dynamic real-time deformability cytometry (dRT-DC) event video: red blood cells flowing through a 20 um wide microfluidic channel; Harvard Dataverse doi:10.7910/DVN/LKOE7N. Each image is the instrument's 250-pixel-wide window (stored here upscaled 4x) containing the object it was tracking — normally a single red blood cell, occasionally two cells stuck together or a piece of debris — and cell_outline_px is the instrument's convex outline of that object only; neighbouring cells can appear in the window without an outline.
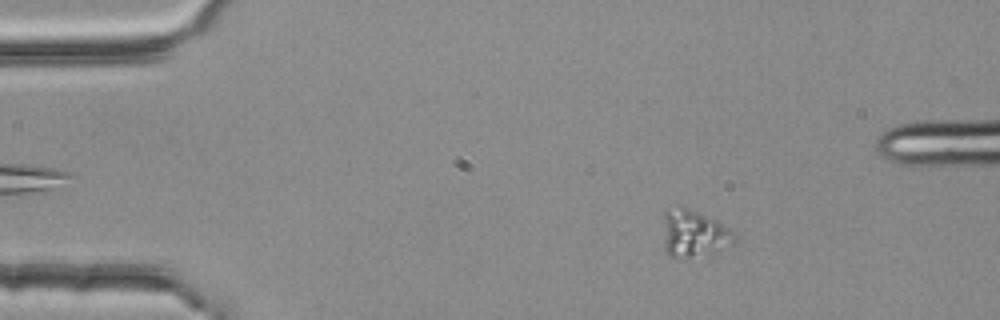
{"species": "common noctule bat (a hibernating species)", "species_latin": "Nyctalus noctula", "temperature_condition": "room temperature", "stored_images_in_passage": 57, "camera_frame_rate_fps": 3000, "um_per_image_px": 0.085, "animal": {"sex": "female", "body_mass_g": 25.1}, "frame": {"image": 1, "passage_image": 10, "time_ms": 3.0, "image_size_px": [1000, 320], "cell_outline_px": [[736, 244], [712, 252], [688, 256], [672, 256], [664, 248], [664, 212], [680, 208], [684, 208], [696, 212], [716, 220], [728, 228], [736, 236]], "centroid_in_image_um": [59.02, 19.86], "position_along_channel_um": 26.0, "area_um2": 18.67}}